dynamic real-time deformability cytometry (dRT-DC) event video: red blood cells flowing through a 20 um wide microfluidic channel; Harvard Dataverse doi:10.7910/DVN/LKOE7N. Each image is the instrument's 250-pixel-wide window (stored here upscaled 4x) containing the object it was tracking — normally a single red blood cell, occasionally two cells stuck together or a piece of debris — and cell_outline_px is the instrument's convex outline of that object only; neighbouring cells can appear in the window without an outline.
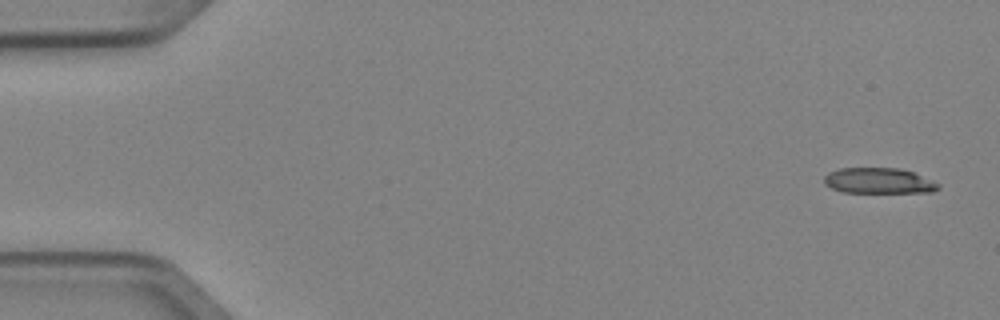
{"species": "Egyptian fruit bat (a non-hibernating species)", "species_latin": "Rousettus aegyptiacus", "temperature_condition": "cold", "stored_images_in_passage": 7, "camera_frame_rate_fps": 3000, "um_per_image_px": 0.085, "animal": {"sex": "female"}, "frame": {"image": 1, "passage_image": 1, "time_ms": 0.0, "image_size_px": [1000, 320], "cell_outline_px": [[940, 188], [932, 192], [840, 192], [824, 184], [824, 176], [828, 172], [840, 168], [900, 168], [912, 172], [940, 184]], "centroid_in_image_um": [74.66, 15.36], "position_along_channel_um": 10.3, "area_um2": 16.99}}
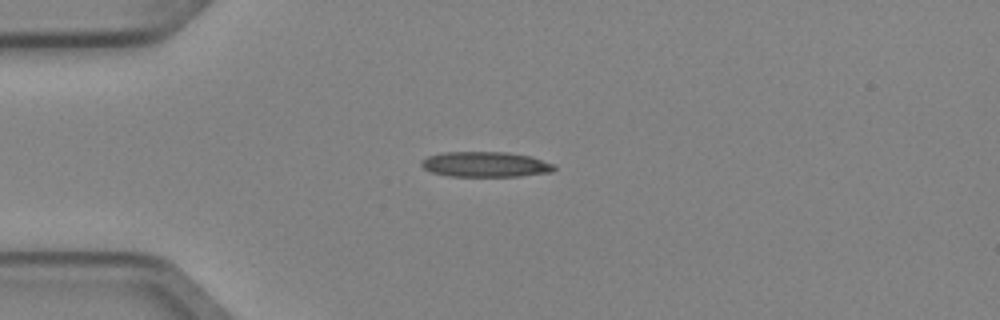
{"frame": {"image": 2, "passage_image": 4, "time_ms": 1.0, "image_size_px": [1000, 320], "cell_outline_px": [[556, 168], [552, 172], [520, 176], [448, 176], [432, 172], [424, 168], [420, 164], [420, 160], [428, 156], [444, 152], [508, 152], [532, 156], [556, 164]], "centroid_in_image_um": [41.3, 13.97], "position_along_channel_um": 43.7, "area_um2": 19.77}}
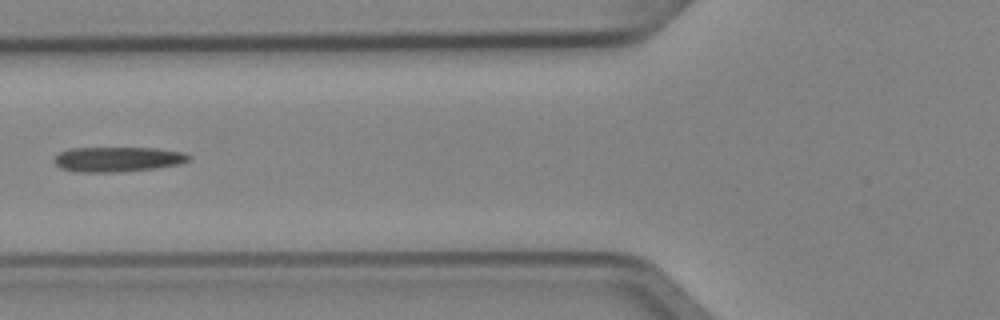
{"frame": {"image": 3, "passage_image": 6, "time_ms": 1.667, "image_size_px": [1000, 320], "cell_outline_px": [[192, 156], [188, 160], [180, 164], [156, 168], [120, 172], [80, 172], [60, 168], [52, 160], [60, 152], [72, 148], [156, 148], [184, 152]], "centroid_in_image_um": [10.02, 13.54], "position_along_channel_um": 115.8, "area_um2": 19.59}}